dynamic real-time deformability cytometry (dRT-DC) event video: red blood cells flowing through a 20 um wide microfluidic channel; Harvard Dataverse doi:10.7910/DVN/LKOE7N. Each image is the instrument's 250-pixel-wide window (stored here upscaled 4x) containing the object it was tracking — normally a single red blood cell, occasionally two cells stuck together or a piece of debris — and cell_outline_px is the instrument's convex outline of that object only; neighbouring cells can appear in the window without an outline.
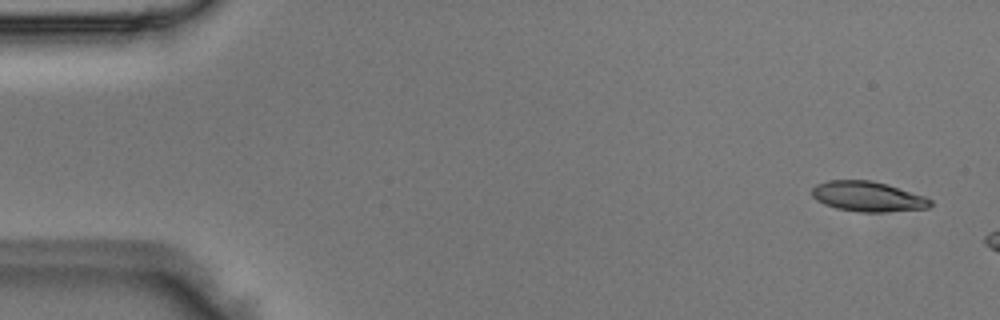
{"species": "Egyptian fruit bat (a non-hibernating species)", "species_latin": "Rousettus aegyptiacus", "temperature_condition": "room temperature", "stored_images_in_passage": 8, "camera_frame_rate_fps": 3000, "um_per_image_px": 0.085, "animal": {"sex": "male"}, "frame": {"image": 1, "passage_image": 2, "time_ms": 0.333, "image_size_px": [1000, 320], "cell_outline_px": [[932, 204], [928, 208], [884, 212], [860, 212], [836, 208], [824, 204], [816, 200], [812, 196], [812, 188], [816, 184], [828, 180], [872, 180], [888, 184], [924, 196], [932, 200]], "centroid_in_image_um": [73.75, 16.7], "position_along_channel_um": 11.2, "area_um2": 20.87}}